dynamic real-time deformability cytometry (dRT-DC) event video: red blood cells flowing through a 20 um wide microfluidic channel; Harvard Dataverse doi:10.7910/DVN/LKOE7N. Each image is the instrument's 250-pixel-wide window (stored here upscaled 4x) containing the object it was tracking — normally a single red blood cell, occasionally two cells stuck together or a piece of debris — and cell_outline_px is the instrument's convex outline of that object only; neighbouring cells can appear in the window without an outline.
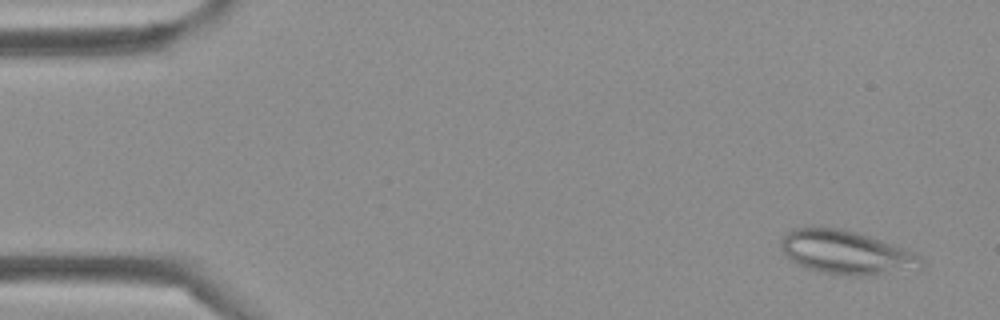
{"species": "Egyptian fruit bat (a non-hibernating species)", "species_latin": "Rousettus aegyptiacus", "temperature_condition": "cold", "stored_images_in_passage": 44, "segment_of_instrument_passage": [1, 2], "camera_frame_rate_fps": 3000, "um_per_image_px": 0.085, "frame": {"image": 1, "passage_image": 2, "time_ms": 0.333, "image_size_px": [1000, 320], "cell_outline_px": [[924, 268], [864, 276], [856, 276], [824, 272], [808, 268], [792, 260], [784, 252], [780, 244], [780, 240], [792, 228], [812, 224], [820, 224], [844, 228], [916, 252], [924, 260]], "centroid_in_image_um": [71.93, 21.4], "position_along_channel_um": 13.1, "area_um2": 36.18}}
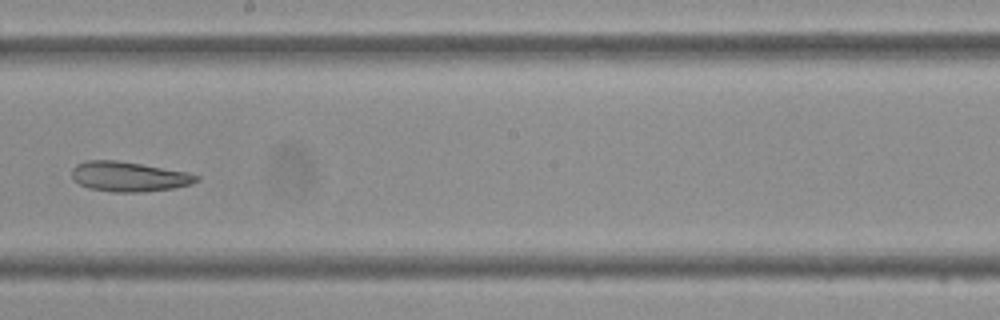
{"frame": {"image": 2, "passage_image": 24, "time_ms": 7.667, "image_size_px": [1000, 320], "cell_outline_px": [[200, 180], [192, 184], [172, 188], [144, 192], [112, 192], [88, 188], [80, 184], [72, 176], [72, 168], [76, 164], [84, 160], [116, 160], [188, 172], [200, 176]], "centroid_in_image_um": [10.96, 15.01], "position_along_channel_um": 237.2, "area_um2": 21.73}}
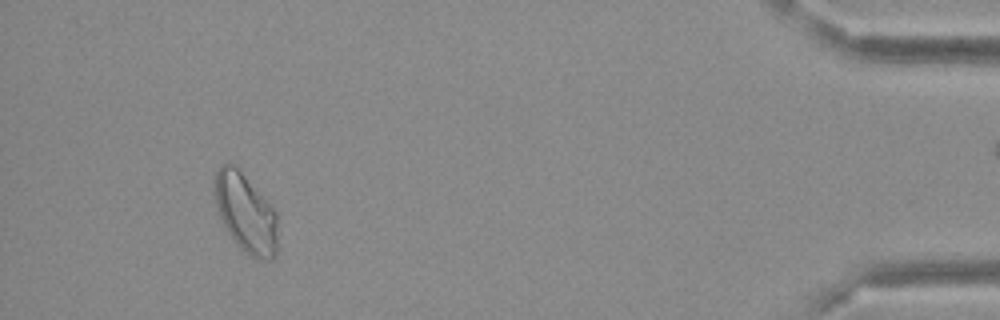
{"frame": {"image": 3, "passage_image": 40, "time_ms": 13.0, "image_size_px": [1000, 320], "cell_outline_px": [[276, 252], [268, 260], [264, 260], [252, 256], [244, 252], [236, 244], [228, 232], [220, 216], [216, 204], [216, 172], [224, 164], [236, 164], [276, 212]], "centroid_in_image_um": [20.89, 18.1], "position_along_channel_um": 414.3, "area_um2": 28.21}}